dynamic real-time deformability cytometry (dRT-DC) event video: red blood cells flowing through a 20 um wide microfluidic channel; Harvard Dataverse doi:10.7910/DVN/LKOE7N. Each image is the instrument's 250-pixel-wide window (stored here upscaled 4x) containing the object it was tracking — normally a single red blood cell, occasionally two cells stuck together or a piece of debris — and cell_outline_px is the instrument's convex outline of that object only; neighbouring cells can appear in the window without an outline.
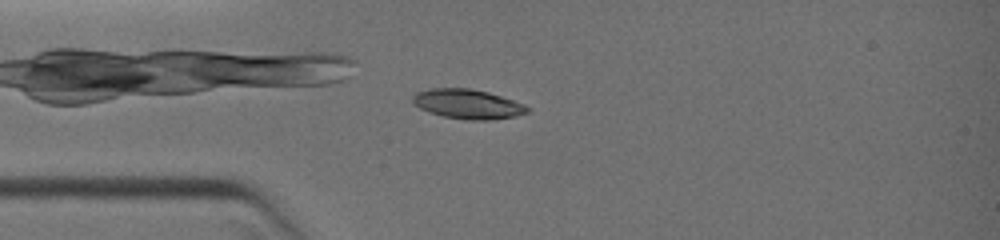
{"species": "common noctule bat (a hibernating species)", "species_latin": "Nyctalus noctula", "temperature_condition": "warm", "stored_images_in_passage": 11, "camera_frame_rate_fps": 3000, "um_per_image_px": 0.085, "animal": {"sex": "female", "body_mass_g": 19.0, "forearm_length_mm": 51.5}, "frame": {"image": 1, "passage_image": 10, "time_ms": 3.0, "image_size_px": [1000, 240], "cell_outline_px": [[532, 108], [528, 112], [516, 116], [488, 120], [472, 120], [444, 116], [428, 112], [412, 104], [412, 96], [416, 92], [432, 88], [468, 88], [488, 92], [524, 104]], "centroid_in_image_um": [39.74, 8.84], "position_along_channel_um": 45.3, "area_um2": 19.71}}